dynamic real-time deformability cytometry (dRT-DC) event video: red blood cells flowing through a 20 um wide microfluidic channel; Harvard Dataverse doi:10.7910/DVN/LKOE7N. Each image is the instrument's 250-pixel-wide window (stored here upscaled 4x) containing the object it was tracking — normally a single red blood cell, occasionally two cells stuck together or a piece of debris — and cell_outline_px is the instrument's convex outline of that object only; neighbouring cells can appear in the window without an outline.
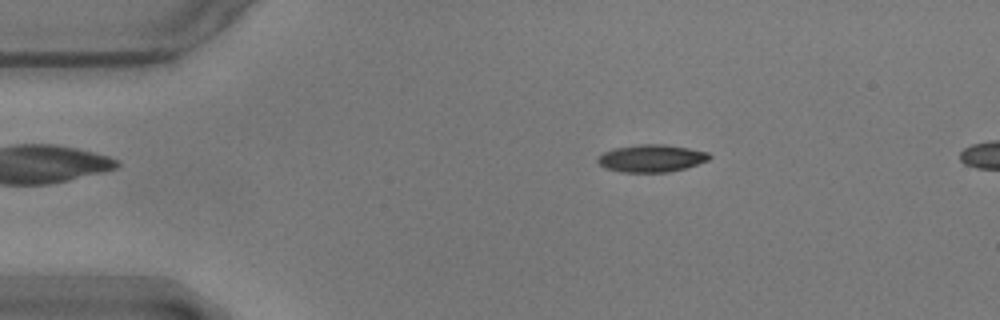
{"species": "common noctule bat (a hibernating species)", "species_latin": "Nyctalus noctula", "temperature_condition": "warm", "stored_images_in_passage": 54, "camera_frame_rate_fps": 3000, "um_per_image_px": 0.085, "animal": {"sex": "male", "body_mass_g": 17.9}, "frame": {"image": 1, "passage_image": 9, "time_ms": 2.667, "image_size_px": [1000, 320], "cell_outline_px": [[712, 156], [708, 160], [684, 168], [668, 172], [620, 172], [604, 168], [596, 160], [604, 152], [612, 148], [640, 144], [664, 144], [688, 148], [708, 152]], "centroid_in_image_um": [55.35, 13.45], "position_along_channel_um": 29.7, "area_um2": 17.8}}
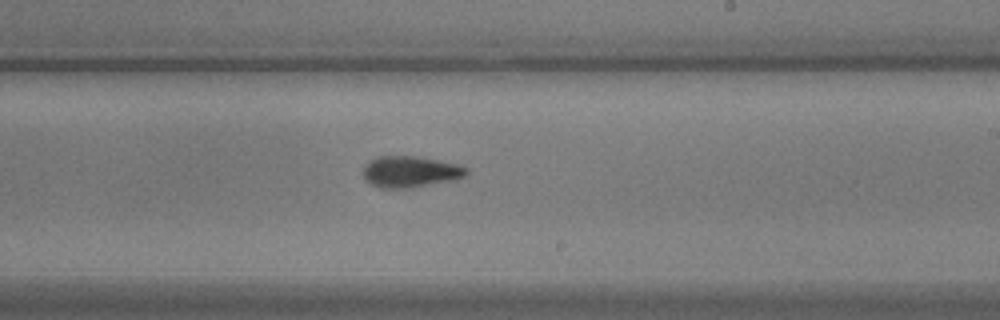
{"frame": {"image": 2, "passage_image": 32, "time_ms": 10.333, "image_size_px": [1000, 320], "cell_outline_px": [[468, 172], [464, 176], [456, 180], [408, 188], [380, 188], [364, 180], [364, 164], [368, 160], [376, 156], [416, 156], [456, 164], [468, 168]], "centroid_in_image_um": [34.84, 14.59], "position_along_channel_um": 254.2, "area_um2": 18.9}}
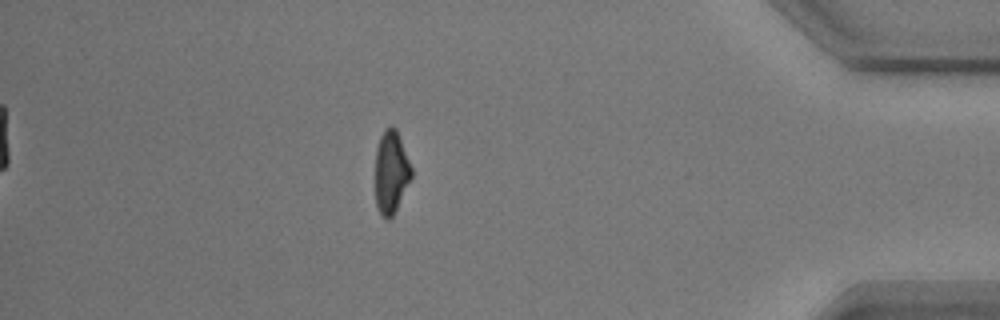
{"frame": {"image": 3, "passage_image": 48, "time_ms": 15.667, "image_size_px": [1000, 320], "cell_outline_px": [[412, 176], [392, 216], [388, 220], [380, 212], [376, 204], [376, 148], [380, 136], [384, 128], [392, 124], [396, 128], [412, 168]], "centroid_in_image_um": [33.24, 14.56], "position_along_channel_um": 402.0, "area_um2": 17.17}}